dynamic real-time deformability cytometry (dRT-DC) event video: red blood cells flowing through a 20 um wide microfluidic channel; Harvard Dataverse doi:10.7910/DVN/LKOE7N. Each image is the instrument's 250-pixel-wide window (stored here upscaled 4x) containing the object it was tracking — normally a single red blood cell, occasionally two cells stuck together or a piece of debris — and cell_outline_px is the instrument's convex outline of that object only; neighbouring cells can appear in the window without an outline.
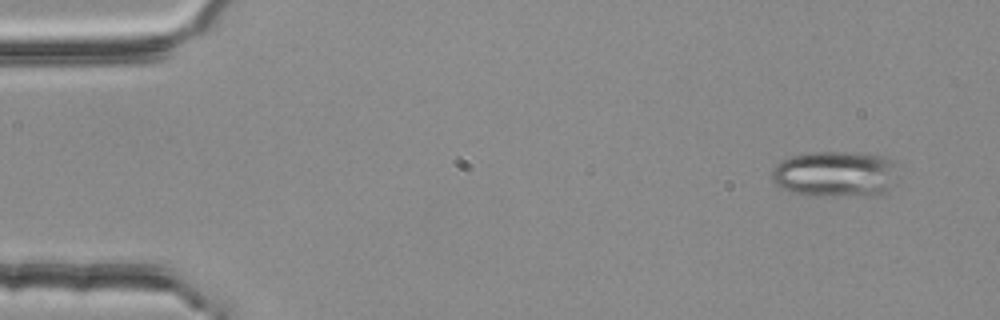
{"species": "common noctule bat (a hibernating species)", "species_latin": "Nyctalus noctula", "temperature_condition": "room temperature", "stored_images_in_passage": 3, "camera_frame_rate_fps": 3000, "um_per_image_px": 0.085, "animal": {"sex": "female", "body_mass_g": 25.1}, "frame": {"image": 1, "passage_image": 1, "time_ms": 0.0, "image_size_px": [1000, 320], "cell_outline_px": [[892, 184], [888, 196], [868, 196], [792, 192], [776, 184], [772, 180], [772, 168], [776, 164], [792, 156], [812, 152], [856, 152], [884, 156], [892, 164]], "centroid_in_image_um": [71.0, 14.78], "position_along_channel_um": 14.0, "area_um2": 33.06}}